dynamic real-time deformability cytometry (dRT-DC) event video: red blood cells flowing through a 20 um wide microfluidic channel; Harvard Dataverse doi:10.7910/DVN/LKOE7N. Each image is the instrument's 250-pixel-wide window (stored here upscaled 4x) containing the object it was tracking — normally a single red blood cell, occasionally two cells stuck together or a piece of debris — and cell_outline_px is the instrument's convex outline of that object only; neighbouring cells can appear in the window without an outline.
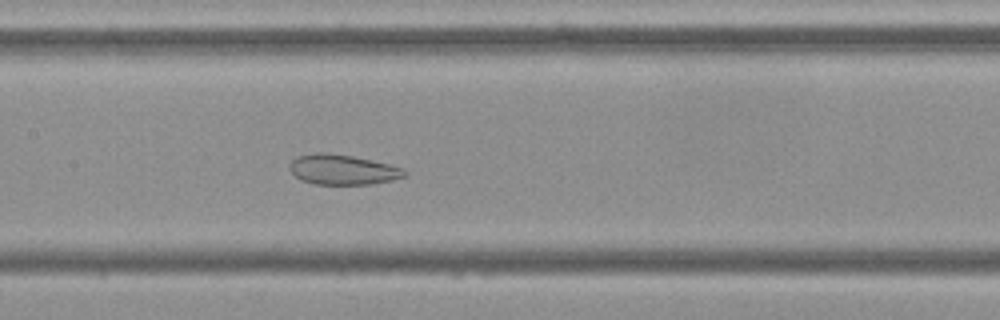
{"species": "Egyptian fruit bat (a non-hibernating species)", "species_latin": "Rousettus aegyptiacus", "temperature_condition": "cold", "stored_images_in_passage": 55, "camera_frame_rate_fps": 3000, "um_per_image_px": 0.085, "frame": {"image": 1, "passage_image": 26, "time_ms": 8.333, "image_size_px": [1000, 320], "cell_outline_px": [[408, 176], [392, 180], [372, 184], [316, 184], [300, 180], [288, 168], [288, 164], [296, 156], [316, 152], [324, 152], [352, 156], [372, 160], [404, 168], [408, 172]], "centroid_in_image_um": [29.13, 14.41], "position_along_channel_um": 178.3, "area_um2": 20.35}}
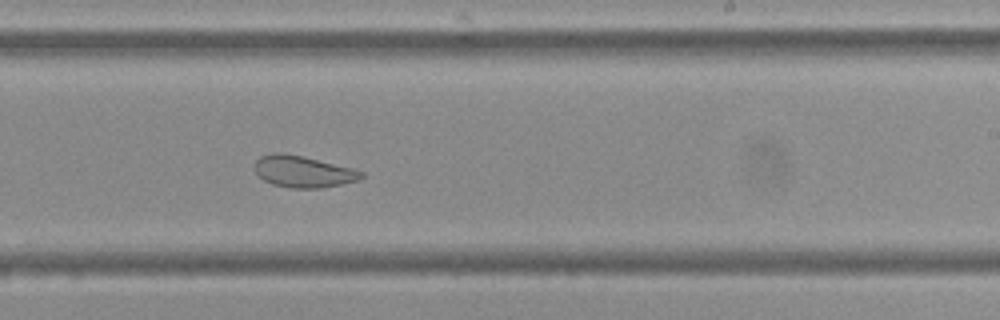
{"frame": {"image": 2, "passage_image": 33, "time_ms": 10.667, "image_size_px": [1000, 320], "cell_outline_px": [[364, 176], [360, 180], [320, 188], [292, 188], [272, 184], [264, 180], [256, 172], [256, 160], [260, 156], [272, 152], [284, 152], [304, 156], [352, 168], [364, 172]], "centroid_in_image_um": [25.78, 14.57], "position_along_channel_um": 263.2, "area_um2": 19.65}}
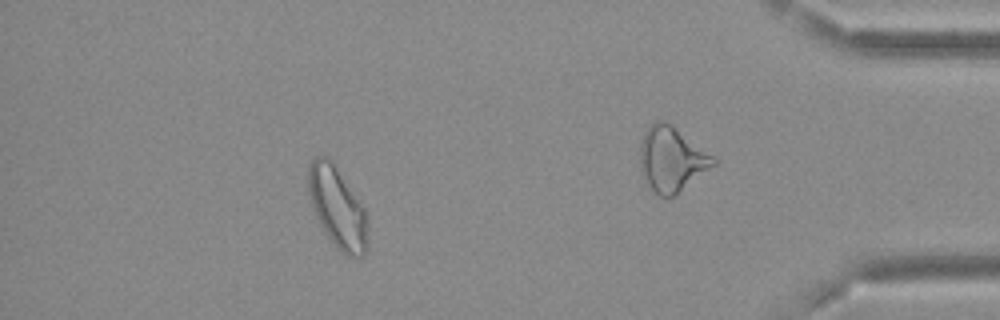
{"frame": {"image": 3, "passage_image": 49, "time_ms": 16.0, "image_size_px": [1000, 320], "cell_outline_px": [[368, 248], [364, 256], [344, 256], [336, 248], [324, 232], [316, 216], [308, 192], [308, 164], [316, 156], [328, 156], [332, 160], [364, 208], [368, 220]], "centroid_in_image_um": [28.69, 17.67], "position_along_channel_um": 406.5, "area_um2": 28.32}, "authors_computed_cell_mechanics": {"area_um2": 26.9926, "velocity_mm_per_s": 3.6575, "shape_relaxation_time_tau1_ms": null, "shape_relaxation_time_tau2_ms": 1.3383, "deformation_change_tau1": null, "deformation_change_tau2": 0.0726}}